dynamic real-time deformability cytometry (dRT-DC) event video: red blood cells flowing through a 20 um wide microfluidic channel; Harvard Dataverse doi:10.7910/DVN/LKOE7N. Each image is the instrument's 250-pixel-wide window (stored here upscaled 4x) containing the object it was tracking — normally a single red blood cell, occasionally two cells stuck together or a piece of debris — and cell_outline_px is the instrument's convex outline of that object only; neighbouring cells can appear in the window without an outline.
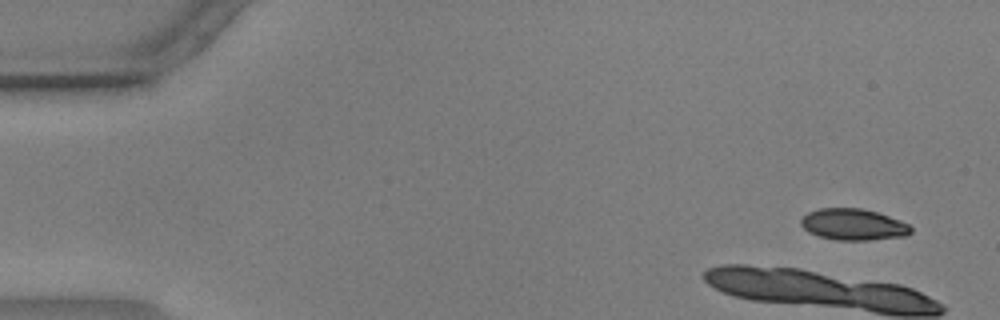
{"species": "common noctule bat (a hibernating species)", "species_latin": "Nyctalus noctula", "temperature_condition": "warm", "stored_images_in_passage": 12, "camera_frame_rate_fps": 3000, "um_per_image_px": 0.085, "animal": {"sex": "male", "body_mass_g": 17.9, "forearm_length_mm": 54.2}, "frame": {"image": 1, "passage_image": 4, "time_ms": 1.0, "image_size_px": [1000, 320], "cell_outline_px": [[912, 232], [908, 236], [868, 240], [836, 240], [820, 236], [808, 232], [800, 224], [800, 220], [808, 212], [820, 208], [860, 208], [876, 212], [900, 220], [908, 224], [912, 228]], "centroid_in_image_um": [72.54, 19.09], "position_along_channel_um": 12.5, "area_um2": 20.11}}